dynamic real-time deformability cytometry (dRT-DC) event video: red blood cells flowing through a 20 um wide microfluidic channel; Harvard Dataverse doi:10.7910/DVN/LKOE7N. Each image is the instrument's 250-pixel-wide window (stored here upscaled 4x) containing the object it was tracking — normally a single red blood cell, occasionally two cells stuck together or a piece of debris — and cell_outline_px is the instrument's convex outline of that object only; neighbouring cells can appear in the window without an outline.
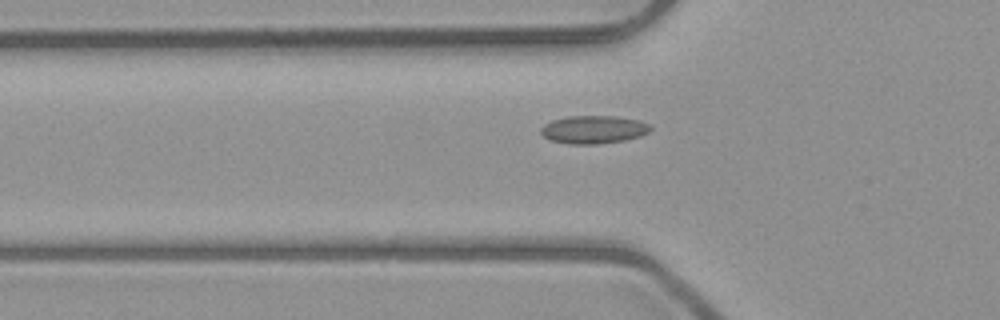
{"species": "common noctule bat (a hibernating species)", "species_latin": "Nyctalus noctula", "temperature_condition": "room temperature", "stored_images_in_passage": 6, "segment_of_instrument_passage": [2, 2], "camera_frame_rate_fps": 3000, "um_per_image_px": 0.085, "animal": {"sex": "male", "body_mass_g": 23.1, "forearm_length_mm": 52.7}, "frame": {"image": 1, "passage_image": 6, "time_ms": 5.667, "image_size_px": [1000, 320], "cell_outline_px": [[652, 128], [648, 132], [640, 136], [624, 140], [596, 144], [568, 144], [552, 140], [544, 136], [540, 132], [540, 128], [544, 124], [552, 120], [568, 116], [616, 116], [640, 120], [652, 124]], "centroid_in_image_um": [50.48, 11.0], "position_along_channel_um": 75.3, "area_um2": 17.98}}